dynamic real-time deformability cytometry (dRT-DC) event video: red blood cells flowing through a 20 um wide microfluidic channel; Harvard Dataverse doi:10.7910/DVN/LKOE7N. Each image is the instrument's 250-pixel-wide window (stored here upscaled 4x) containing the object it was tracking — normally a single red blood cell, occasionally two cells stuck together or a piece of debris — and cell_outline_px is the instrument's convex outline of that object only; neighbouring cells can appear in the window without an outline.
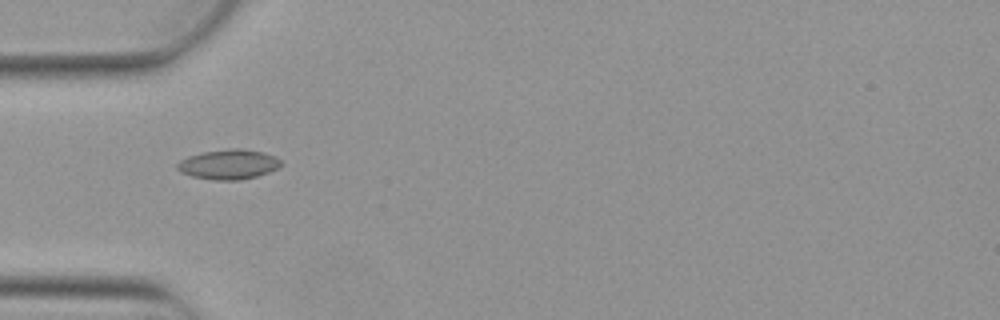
{"species": "Egyptian fruit bat (a non-hibernating species)", "species_latin": "Rousettus aegyptiacus", "temperature_condition": "warm", "stored_images_in_passage": 3, "camera_frame_rate_fps": 3000, "um_per_image_px": 0.085, "animal": {"sex": "female"}, "frame": {"image": 1, "passage_image": 1, "time_ms": 0.0, "image_size_px": [1000, 320], "cell_outline_px": [[284, 164], [268, 172], [256, 176], [240, 180], [212, 180], [192, 176], [180, 172], [176, 168], [176, 164], [180, 160], [188, 156], [200, 152], [228, 148], [240, 148], [264, 152], [276, 156]], "centroid_in_image_um": [19.41, 13.96], "position_along_channel_um": 65.6, "area_um2": 18.26}}
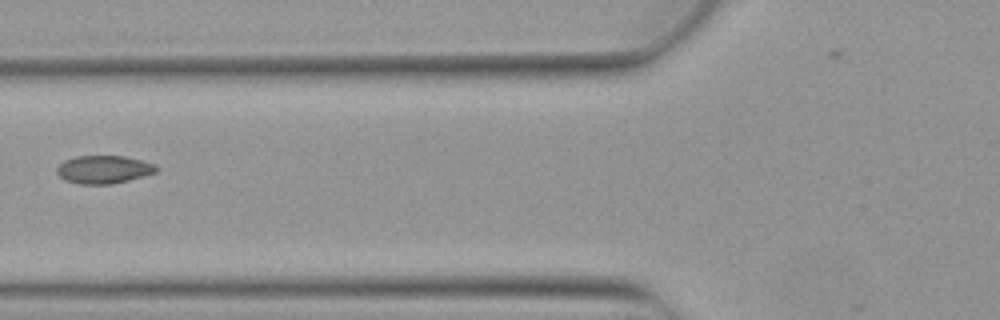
{"frame": {"image": 2, "passage_image": 2, "time_ms": 0.333, "image_size_px": [1000, 320], "cell_outline_px": [[160, 168], [156, 172], [144, 176], [112, 184], [80, 184], [64, 180], [56, 172], [56, 168], [64, 160], [76, 156], [124, 156], [156, 164]], "centroid_in_image_um": [8.82, 14.4], "position_along_channel_um": 117.0, "area_um2": 16.3}}
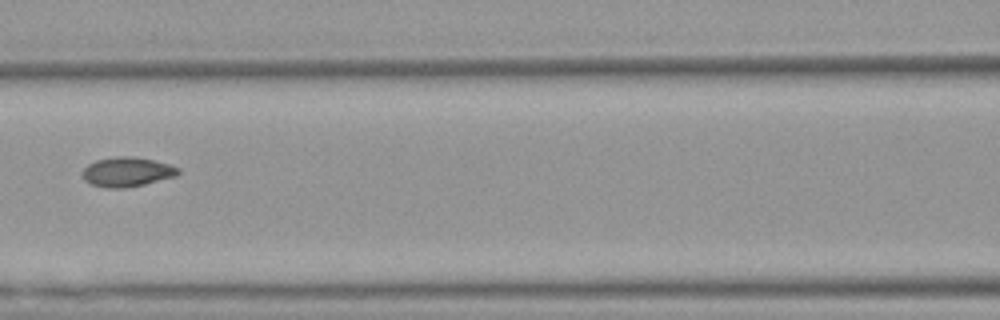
{"frame": {"image": 3, "passage_image": 3, "time_ms": 0.667, "image_size_px": [1000, 320], "cell_outline_px": [[180, 172], [176, 176], [144, 184], [124, 188], [104, 188], [92, 184], [84, 180], [84, 168], [88, 164], [96, 160], [116, 156], [132, 156], [152, 160], [168, 164], [180, 168]], "centroid_in_image_um": [10.8, 14.61], "position_along_channel_um": 155.8, "area_um2": 16.36}}